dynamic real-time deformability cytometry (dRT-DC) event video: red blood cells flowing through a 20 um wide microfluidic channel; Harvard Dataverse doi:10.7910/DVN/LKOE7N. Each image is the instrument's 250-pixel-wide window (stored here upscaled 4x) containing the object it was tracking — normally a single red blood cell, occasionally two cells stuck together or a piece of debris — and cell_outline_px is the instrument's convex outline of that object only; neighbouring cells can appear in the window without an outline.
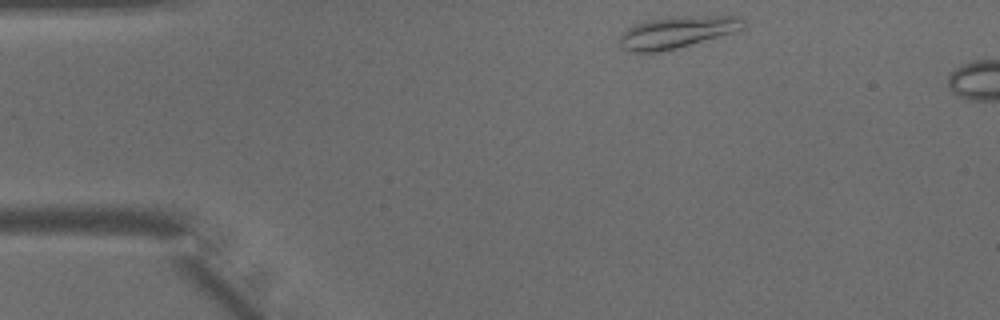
{"species": "common noctule bat (a hibernating species)", "species_latin": "Nyctalus noctula", "temperature_condition": "warm", "stored_images_in_passage": 38, "camera_frame_rate_fps": 3000, "um_per_image_px": 0.085, "animal": {"sex": "male", "body_mass_g": 15.6}, "frame": {"image": 1, "passage_image": 1, "time_ms": 0.0, "image_size_px": [1000, 320], "cell_outline_px": [[744, 28], [732, 32], [676, 48], [656, 52], [628, 52], [620, 48], [620, 36], [632, 24], [648, 20], [672, 16], [740, 16], [744, 20]], "centroid_in_image_um": [57.49, 2.73], "position_along_channel_um": 27.5, "area_um2": 22.77}}
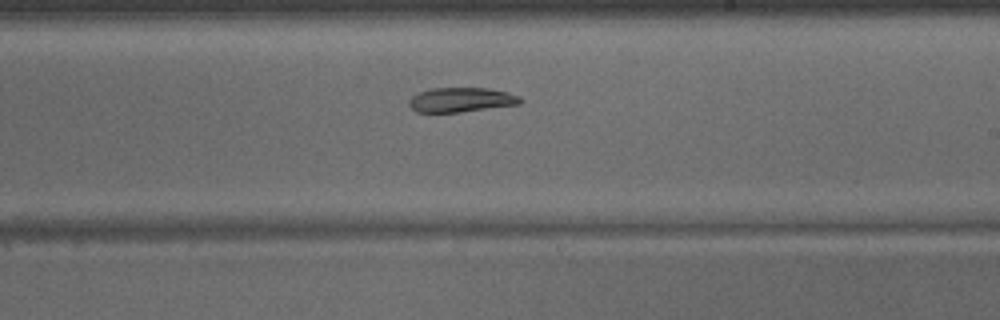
{"frame": {"image": 2, "passage_image": 20, "time_ms": 6.333, "image_size_px": [1000, 320], "cell_outline_px": [[524, 100], [520, 104], [460, 112], [416, 112], [408, 104], [408, 100], [412, 96], [420, 92], [432, 88], [488, 88], [508, 92], [520, 96]], "centroid_in_image_um": [39.22, 8.48], "position_along_channel_um": 249.8, "area_um2": 15.95}}
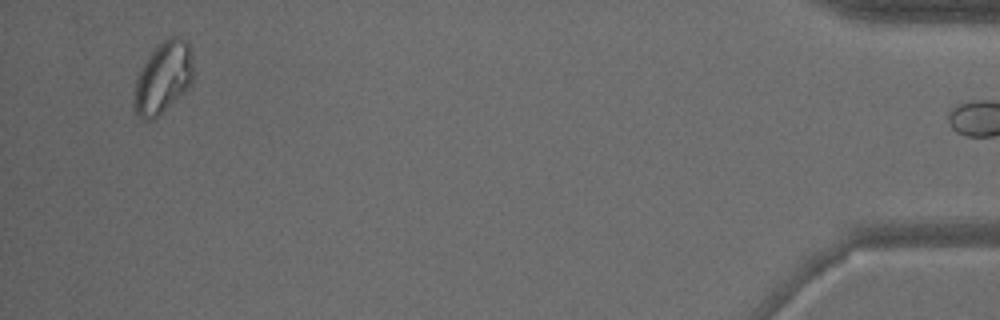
{"frame": {"image": 3, "passage_image": 37, "time_ms": 12.0, "image_size_px": [1000, 320], "cell_outline_px": [[192, 84], [180, 96], [152, 120], [144, 120], [136, 116], [136, 76], [148, 56], [156, 44], [168, 36], [180, 36], [188, 44], [192, 56]], "centroid_in_image_um": [13.88, 6.55], "position_along_channel_um": 421.3, "area_um2": 24.45}}